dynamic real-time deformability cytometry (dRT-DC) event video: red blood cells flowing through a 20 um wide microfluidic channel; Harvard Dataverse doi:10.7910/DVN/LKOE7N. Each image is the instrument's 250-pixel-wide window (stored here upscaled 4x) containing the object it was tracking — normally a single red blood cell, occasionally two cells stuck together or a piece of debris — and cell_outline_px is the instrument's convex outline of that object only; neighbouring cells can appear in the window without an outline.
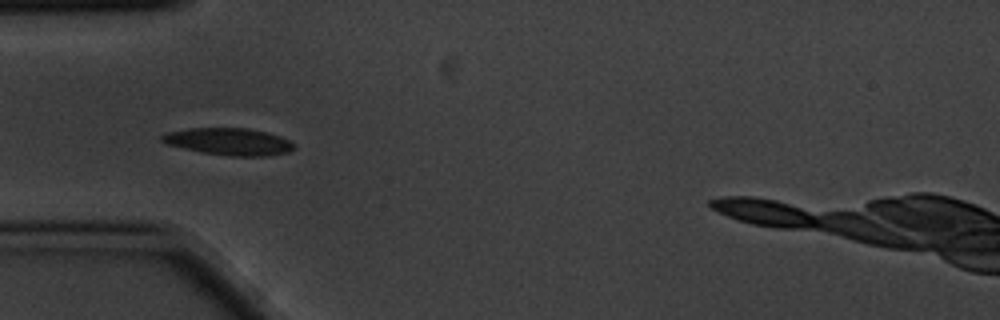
{"species": "common noctule bat (a hibernating species)", "species_latin": "Nyctalus noctula", "temperature_condition": "cold", "stored_images_in_passage": 10, "camera_frame_rate_fps": 3000, "um_per_image_px": 0.085, "animal": {"sex": "male", "body_mass_g": 20.1, "forearm_length_mm": 53.5}, "frame": {"image": 1, "passage_image": 5, "time_ms": 1.333, "image_size_px": [1000, 320], "cell_outline_px": [[292, 148], [288, 152], [268, 156], [232, 156], [200, 152], [168, 144], [160, 140], [160, 136], [168, 132], [188, 128], [248, 128], [280, 136], [288, 140], [292, 144]], "centroid_in_image_um": [19.42, 12.03], "position_along_channel_um": 65.6, "area_um2": 20.58}}
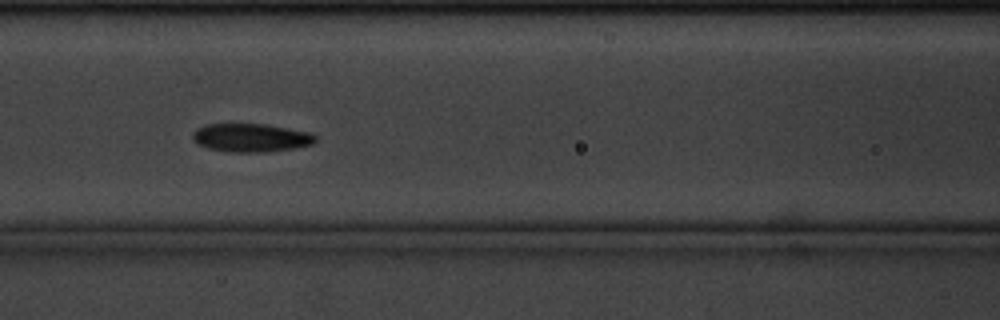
{"frame": {"image": 2, "passage_image": 7, "time_ms": 2.0, "image_size_px": [1000, 320], "cell_outline_px": [[316, 140], [312, 144], [296, 148], [264, 152], [232, 152], [208, 148], [196, 144], [192, 140], [192, 132], [196, 128], [204, 124], [264, 124], [312, 132], [316, 136]], "centroid_in_image_um": [21.31, 11.7], "position_along_channel_um": 145.3, "area_um2": 20.52}}